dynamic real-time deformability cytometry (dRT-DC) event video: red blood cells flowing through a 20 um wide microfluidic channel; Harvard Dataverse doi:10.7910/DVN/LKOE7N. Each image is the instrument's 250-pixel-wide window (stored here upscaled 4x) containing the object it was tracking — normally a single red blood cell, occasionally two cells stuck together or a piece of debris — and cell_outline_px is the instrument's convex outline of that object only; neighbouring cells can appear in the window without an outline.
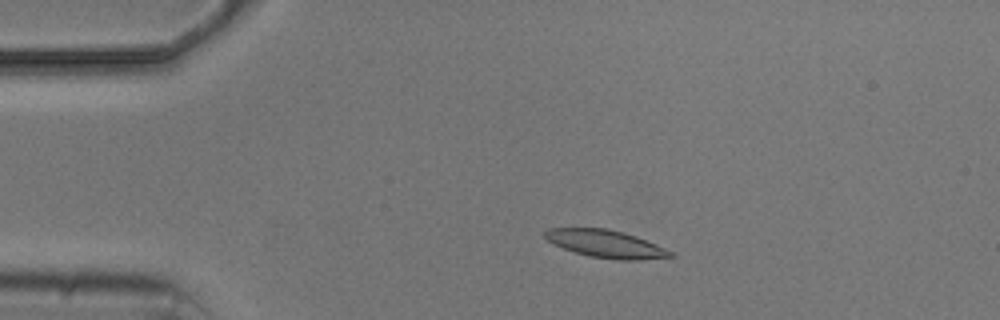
{"species": "common noctule bat (a hibernating species)", "species_latin": "Nyctalus noctula", "temperature_condition": "cold", "stored_images_in_passage": 5, "camera_frame_rate_fps": 3000, "um_per_image_px": 0.085, "animal": {"sex": "male", "body_mass_g": 20.5, "forearm_length_mm": 52.5}, "frame": {"image": 1, "passage_image": 3, "time_ms": 2.667, "image_size_px": [1000, 320], "cell_outline_px": [[676, 256], [640, 260], [616, 260], [588, 256], [564, 248], [548, 240], [544, 236], [544, 232], [548, 228], [608, 228], [636, 236], [656, 244], [672, 252]], "centroid_in_image_um": [51.51, 20.73], "position_along_channel_um": 33.5, "area_um2": 20.06}}
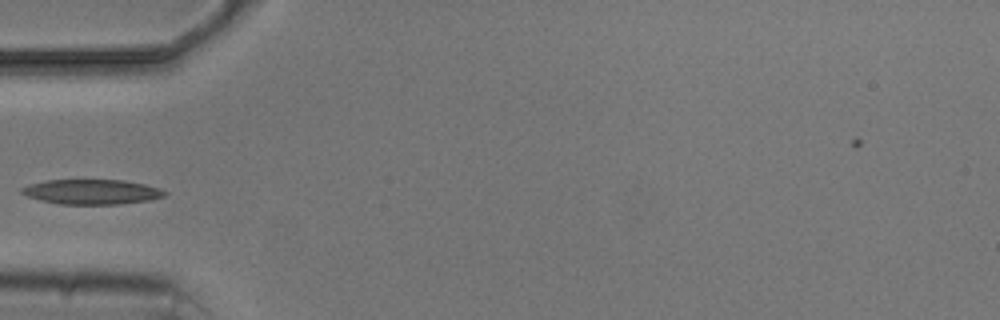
{"frame": {"image": 2, "passage_image": 5, "time_ms": 5.0, "image_size_px": [1000, 320], "cell_outline_px": [[168, 192], [164, 196], [152, 200], [116, 204], [60, 204], [40, 200], [28, 196], [20, 192], [20, 188], [32, 184], [48, 180], [124, 180], [144, 184], [160, 188]], "centroid_in_image_um": [7.83, 16.31], "position_along_channel_um": 77.2, "area_um2": 20.63}}